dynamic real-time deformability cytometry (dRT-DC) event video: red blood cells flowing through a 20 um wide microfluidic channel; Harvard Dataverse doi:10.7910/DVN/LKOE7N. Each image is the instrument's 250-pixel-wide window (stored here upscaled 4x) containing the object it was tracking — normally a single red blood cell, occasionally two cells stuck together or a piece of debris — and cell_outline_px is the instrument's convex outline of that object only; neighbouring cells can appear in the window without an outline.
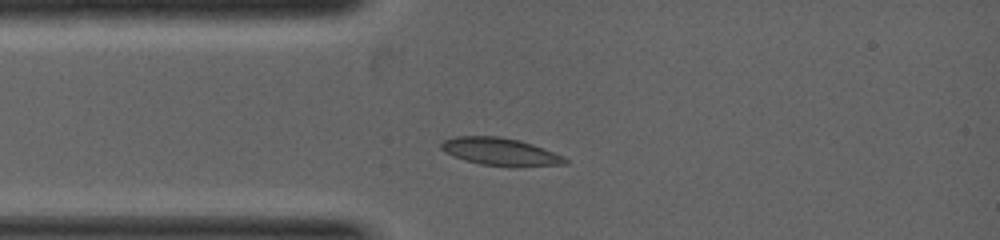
{"species": "common noctule bat (a hibernating species)", "species_latin": "Nyctalus noctula", "temperature_condition": "warm", "stored_images_in_passage": 13, "camera_frame_rate_fps": 5000, "um_per_image_px": 0.085, "animal": {"sex": "female", "body_mass_g": 19.0, "forearm_length_mm": 53.3}, "frame": {"image": 1, "passage_image": 5, "time_ms": 0.8, "image_size_px": [1000, 240], "cell_outline_px": [[568, 164], [480, 164], [456, 156], [440, 148], [440, 144], [444, 140], [456, 136], [500, 136], [532, 144], [564, 156], [568, 160]], "centroid_in_image_um": [42.48, 12.84], "position_along_channel_um": 42.5, "area_um2": 18.67}}
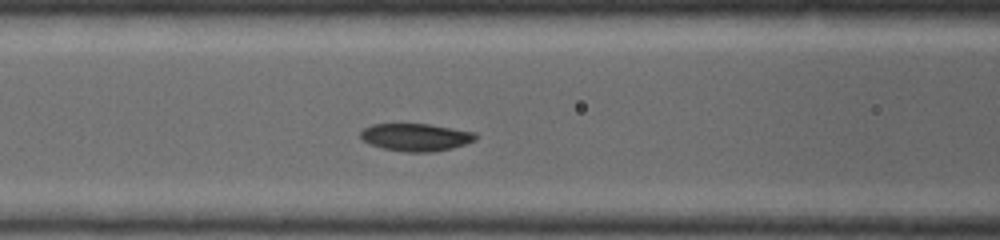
{"frame": {"image": 2, "passage_image": 10, "time_ms": 2.0, "image_size_px": [1000, 240], "cell_outline_px": [[476, 140], [452, 148], [432, 152], [404, 152], [384, 148], [360, 140], [360, 132], [364, 128], [372, 124], [432, 124], [476, 132]], "centroid_in_image_um": [35.35, 11.65], "position_along_channel_um": 131.3, "area_um2": 18.55}}
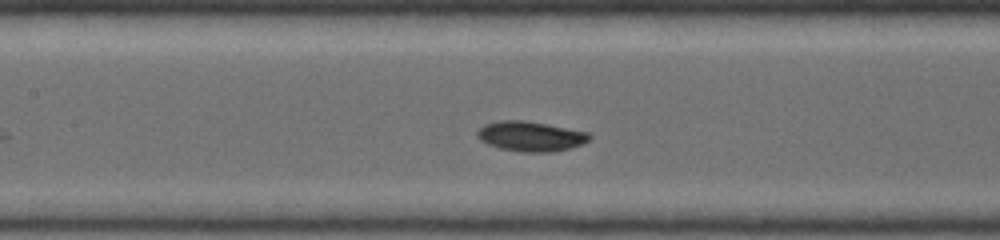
{"frame": {"image": 3, "passage_image": 12, "time_ms": 2.4, "image_size_px": [1000, 240], "cell_outline_px": [[592, 136], [588, 140], [580, 144], [568, 148], [552, 152], [520, 152], [500, 148], [488, 144], [480, 140], [476, 136], [476, 132], [484, 124], [496, 120], [524, 120], [588, 132]], "centroid_in_image_um": [45.05, 11.58], "position_along_channel_um": 162.4, "area_um2": 19.48}}